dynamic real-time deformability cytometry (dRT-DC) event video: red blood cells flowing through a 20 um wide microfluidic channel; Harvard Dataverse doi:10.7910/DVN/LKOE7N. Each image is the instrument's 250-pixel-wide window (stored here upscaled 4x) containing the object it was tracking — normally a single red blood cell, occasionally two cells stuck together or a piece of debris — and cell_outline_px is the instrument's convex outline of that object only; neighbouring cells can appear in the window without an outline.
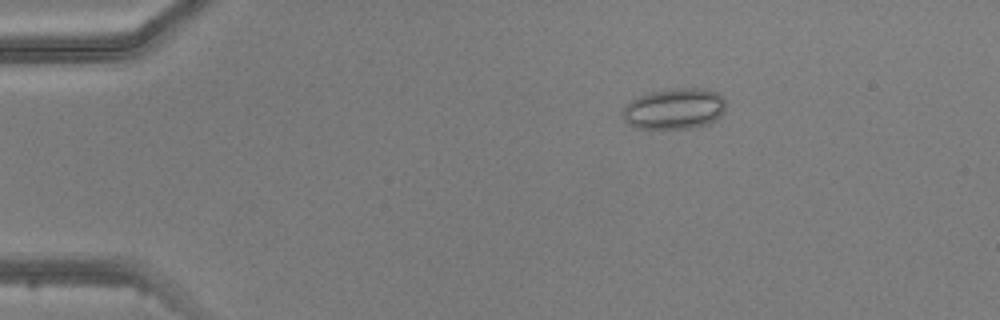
{"species": "common noctule bat (a hibernating species)", "species_latin": "Nyctalus noctula", "temperature_condition": "warm", "stored_images_in_passage": 4, "camera_frame_rate_fps": 3000, "um_per_image_px": 0.085, "animal": {"sex": "male", "body_mass_g": 20.5, "forearm_length_mm": 52.5}, "frame": {"image": 1, "passage_image": 3, "time_ms": 2.333, "image_size_px": [1000, 320], "cell_outline_px": [[724, 108], [720, 116], [716, 120], [708, 124], [692, 128], [636, 128], [628, 124], [624, 120], [624, 108], [632, 100], [640, 96], [652, 92], [676, 88], [700, 88], [716, 92], [724, 96]], "centroid_in_image_um": [57.35, 9.25], "position_along_channel_um": 27.6, "area_um2": 24.33}}